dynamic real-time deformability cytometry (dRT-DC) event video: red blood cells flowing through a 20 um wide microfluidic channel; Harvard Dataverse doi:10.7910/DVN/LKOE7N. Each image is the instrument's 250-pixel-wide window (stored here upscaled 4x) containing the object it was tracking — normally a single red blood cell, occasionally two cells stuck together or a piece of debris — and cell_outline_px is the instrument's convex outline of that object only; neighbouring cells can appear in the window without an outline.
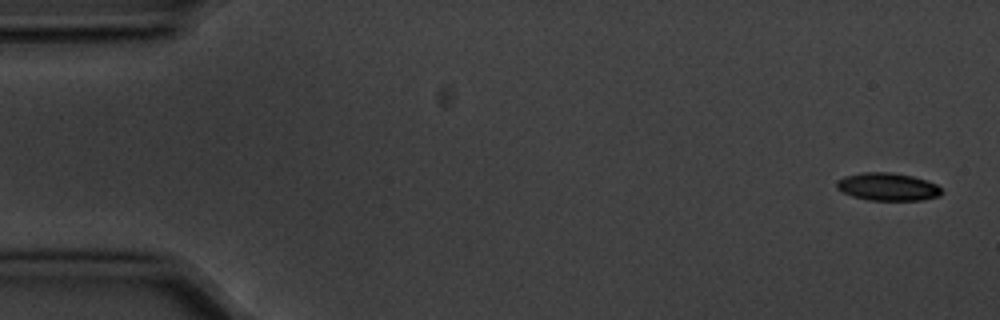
{"species": "common noctule bat (a hibernating species)", "species_latin": "Nyctalus noctula", "temperature_condition": "cold", "stored_images_in_passage": 6, "segment_of_instrument_passage": [1, 2], "camera_frame_rate_fps": 3000, "um_per_image_px": 0.085, "animal": {"sex": "male", "body_mass_g": 20.1, "forearm_length_mm": 53.5}, "frame": {"image": 1, "passage_image": 1, "time_ms": 0.0, "image_size_px": [1000, 320], "cell_outline_px": [[944, 192], [940, 196], [920, 200], [868, 200], [852, 196], [836, 188], [836, 180], [844, 176], [864, 172], [888, 172], [912, 176], [928, 180], [936, 184]], "centroid_in_image_um": [75.46, 15.87], "position_along_channel_um": 9.5, "area_um2": 17.05}}
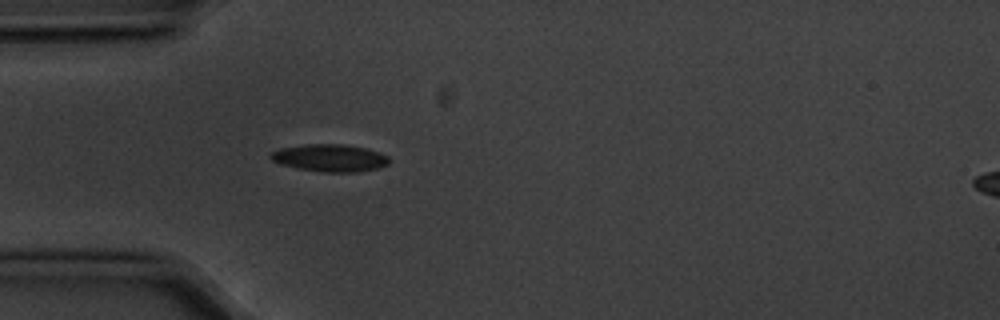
{"frame": {"image": 2, "passage_image": 5, "time_ms": 1.333, "image_size_px": [1000, 320], "cell_outline_px": [[388, 164], [376, 168], [356, 172], [324, 172], [296, 168], [280, 164], [272, 160], [268, 156], [272, 152], [280, 148], [304, 144], [344, 144], [364, 148], [380, 152], [388, 156]], "centroid_in_image_um": [28.0, 13.42], "position_along_channel_um": 57.0, "area_um2": 18.84}}